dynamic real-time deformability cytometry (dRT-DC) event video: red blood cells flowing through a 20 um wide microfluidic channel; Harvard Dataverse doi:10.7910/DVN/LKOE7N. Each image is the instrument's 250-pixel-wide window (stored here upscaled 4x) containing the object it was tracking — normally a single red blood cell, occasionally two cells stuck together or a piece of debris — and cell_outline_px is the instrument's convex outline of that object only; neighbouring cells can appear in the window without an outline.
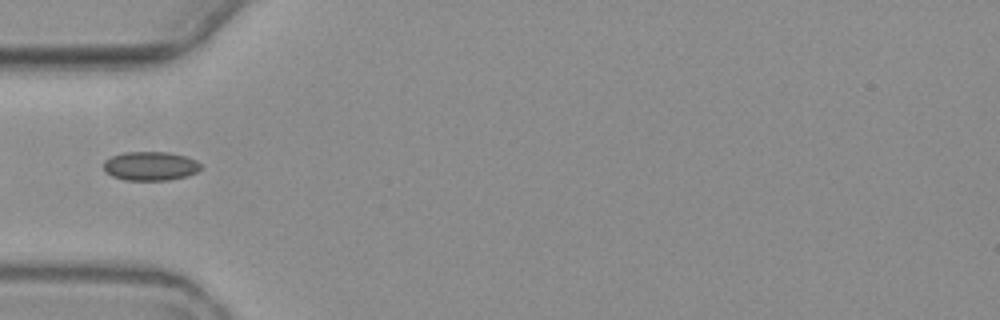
{"species": "common noctule bat (a hibernating species)", "species_latin": "Nyctalus noctula", "temperature_condition": "warm", "stored_images_in_passage": 10, "camera_frame_rate_fps": 3000, "um_per_image_px": 0.085, "animal": {"sex": "female", "body_mass_g": 19.3, "forearm_length_mm": 54.1}, "frame": {"image": 1, "passage_image": 6, "time_ms": 6.0, "image_size_px": [1000, 320], "cell_outline_px": [[200, 168], [196, 172], [188, 176], [168, 180], [124, 180], [112, 176], [104, 172], [104, 160], [112, 156], [124, 152], [168, 152], [184, 156], [196, 160], [200, 164]], "centroid_in_image_um": [12.75, 14.12], "position_along_channel_um": 72.2, "area_um2": 16.42}}
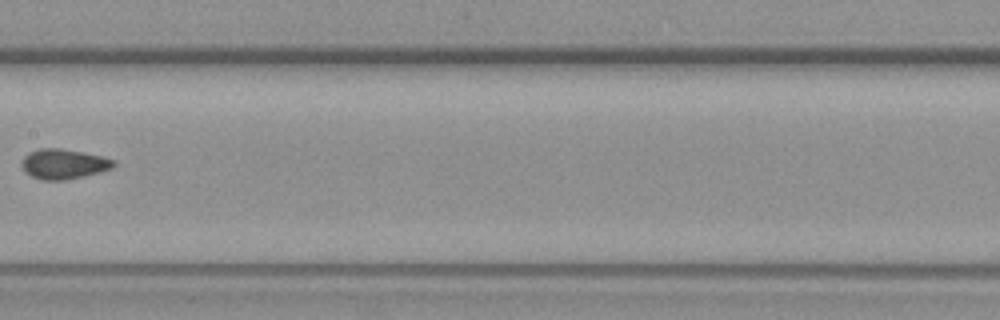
{"frame": {"image": 2, "passage_image": 9, "time_ms": 9.667, "image_size_px": [1000, 320], "cell_outline_px": [[116, 164], [112, 168], [84, 176], [64, 180], [40, 180], [32, 176], [20, 164], [24, 156], [28, 152], [40, 148], [60, 148], [84, 152], [104, 156], [116, 160]], "centroid_in_image_um": [5.43, 13.92], "position_along_channel_um": 202.0, "area_um2": 16.13}}
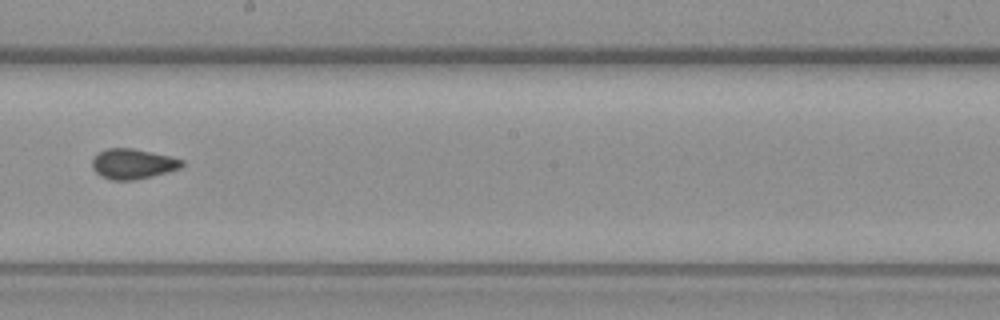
{"frame": {"image": 3, "passage_image": 10, "time_ms": 10.667, "image_size_px": [1000, 320], "cell_outline_px": [[184, 164], [180, 168], [168, 172], [136, 180], [112, 180], [100, 176], [92, 168], [92, 160], [96, 152], [108, 148], [132, 148], [168, 156], [184, 160]], "centroid_in_image_um": [11.26, 13.93], "position_along_channel_um": 236.9, "area_um2": 15.84}}